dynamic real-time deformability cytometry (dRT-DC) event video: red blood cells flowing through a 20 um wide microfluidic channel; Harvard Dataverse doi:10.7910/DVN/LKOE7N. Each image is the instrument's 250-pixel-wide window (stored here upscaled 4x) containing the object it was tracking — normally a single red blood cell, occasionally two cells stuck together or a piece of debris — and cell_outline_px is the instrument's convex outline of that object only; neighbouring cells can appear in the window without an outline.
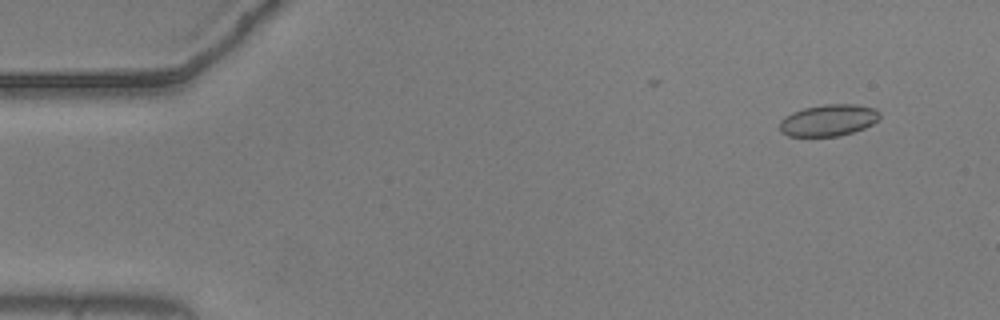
{"species": "common noctule bat (a hibernating species)", "species_latin": "Nyctalus noctula", "temperature_condition": "warm", "stored_images_in_passage": 14, "camera_frame_rate_fps": 3000, "um_per_image_px": 0.085, "animal": {"sex": "male", "body_mass_g": 20.5, "forearm_length_mm": 52.5}, "frame": {"image": 1, "passage_image": 5, "time_ms": 1.333, "image_size_px": [1000, 320], "cell_outline_px": [[880, 116], [872, 124], [864, 128], [840, 136], [788, 136], [780, 132], [780, 120], [784, 116], [792, 112], [804, 108], [824, 104], [856, 104], [876, 108], [880, 112]], "centroid_in_image_um": [70.41, 10.21], "position_along_channel_um": 14.6, "area_um2": 18.55}}